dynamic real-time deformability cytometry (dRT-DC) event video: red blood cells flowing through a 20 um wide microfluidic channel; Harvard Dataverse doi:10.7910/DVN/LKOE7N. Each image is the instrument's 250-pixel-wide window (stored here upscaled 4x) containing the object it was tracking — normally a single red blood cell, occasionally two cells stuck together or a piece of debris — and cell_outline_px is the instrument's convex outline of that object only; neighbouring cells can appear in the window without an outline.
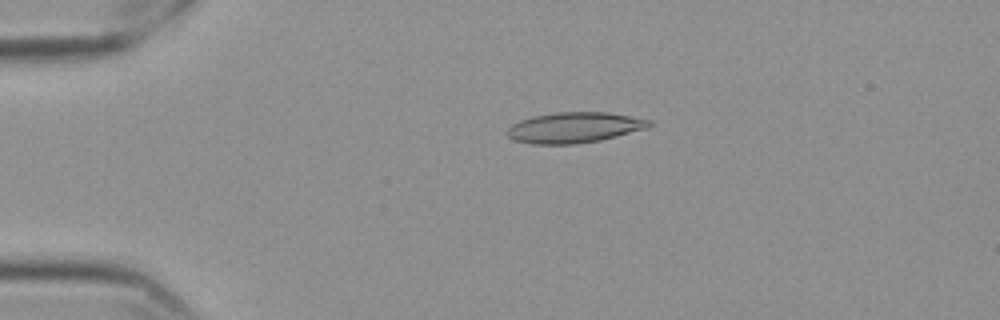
{"species": "Egyptian fruit bat (a non-hibernating species)", "species_latin": "Rousettus aegyptiacus", "temperature_condition": "cold", "stored_images_in_passage": 48, "camera_frame_rate_fps": 3000, "um_per_image_px": 0.085, "frame": {"image": 1, "passage_image": 3, "time_ms": 0.667, "image_size_px": [1000, 320], "cell_outline_px": [[652, 124], [648, 128], [600, 140], [576, 144], [532, 144], [512, 140], [504, 132], [512, 124], [520, 120], [532, 116], [556, 112], [608, 112], [652, 120]], "centroid_in_image_um": [48.79, 10.84], "position_along_channel_um": 36.2, "area_um2": 25.49}}
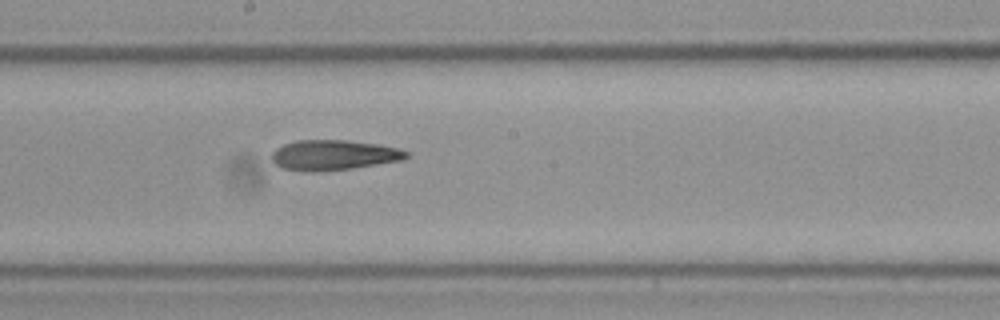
{"frame": {"image": 2, "passage_image": 22, "time_ms": 7.0, "image_size_px": [1000, 320], "cell_outline_px": [[408, 156], [404, 160], [352, 168], [316, 172], [312, 172], [280, 168], [272, 160], [272, 152], [276, 148], [284, 144], [296, 140], [348, 140], [376, 144], [400, 148], [408, 152]], "centroid_in_image_um": [28.36, 13.18], "position_along_channel_um": 219.8, "area_um2": 23.76}}
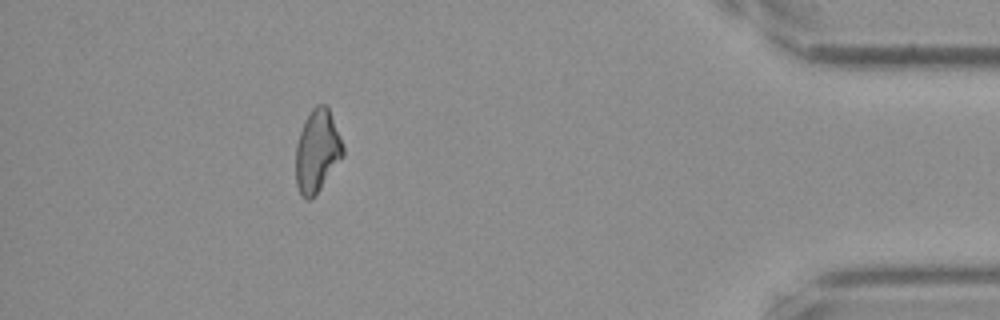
{"frame": {"image": 3, "passage_image": 42, "time_ms": 13.667, "image_size_px": [1000, 320], "cell_outline_px": [[344, 156], [320, 188], [308, 200], [304, 200], [300, 196], [296, 184], [296, 144], [304, 120], [312, 108], [316, 104], [328, 104], [344, 148]], "centroid_in_image_um": [26.95, 12.81], "position_along_channel_um": 408.2, "area_um2": 22.77}}